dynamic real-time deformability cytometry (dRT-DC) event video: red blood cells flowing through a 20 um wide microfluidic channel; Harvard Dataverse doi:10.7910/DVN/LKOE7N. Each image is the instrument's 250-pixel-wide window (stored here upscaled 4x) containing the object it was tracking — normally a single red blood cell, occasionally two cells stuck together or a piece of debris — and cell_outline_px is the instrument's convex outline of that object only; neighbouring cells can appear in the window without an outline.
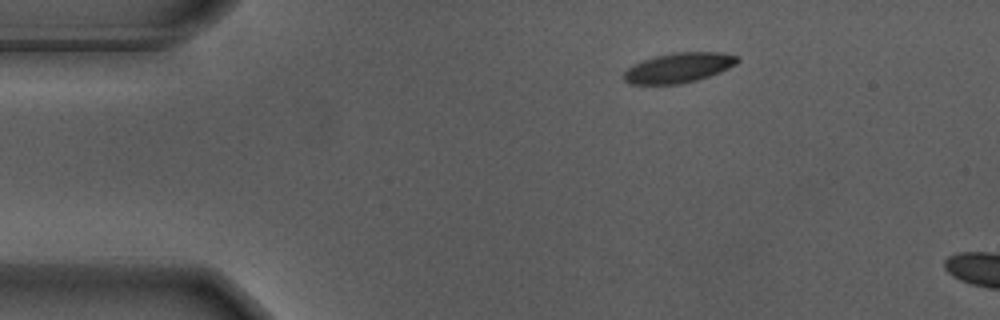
{"species": "Egyptian fruit bat (a non-hibernating species)", "species_latin": "Rousettus aegyptiacus", "temperature_condition": "warm", "stored_images_in_passage": 5, "camera_frame_rate_fps": 3000, "um_per_image_px": 0.085, "animal": {"sex": "male"}, "frame": {"image": 1, "passage_image": 1, "time_ms": 0.0, "image_size_px": [1000, 320], "cell_outline_px": [[740, 60], [736, 64], [728, 68], [708, 76], [696, 80], [680, 84], [628, 84], [624, 80], [624, 72], [632, 64], [656, 56], [672, 52], [720, 52], [736, 56]], "centroid_in_image_um": [57.66, 5.75], "position_along_channel_um": 27.3, "area_um2": 19.65}}